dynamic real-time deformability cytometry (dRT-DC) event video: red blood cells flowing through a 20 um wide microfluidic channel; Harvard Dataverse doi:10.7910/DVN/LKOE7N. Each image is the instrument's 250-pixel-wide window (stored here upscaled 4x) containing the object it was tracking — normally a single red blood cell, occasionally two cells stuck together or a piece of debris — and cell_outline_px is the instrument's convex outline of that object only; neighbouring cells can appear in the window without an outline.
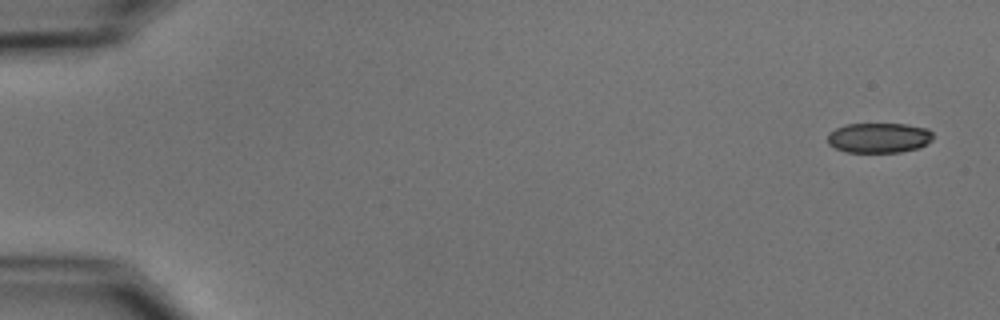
{"species": "common noctule bat (a hibernating species)", "species_latin": "Nyctalus noctula", "temperature_condition": "cold", "stored_images_in_passage": 7, "camera_frame_rate_fps": 3000, "um_per_image_px": 0.085, "animal": {"sex": "male", "body_mass_g": 15.6}, "frame": {"image": 1, "passage_image": 1, "time_ms": 0.0, "image_size_px": [1000, 320], "cell_outline_px": [[932, 140], [920, 148], [900, 152], [848, 152], [836, 148], [828, 144], [828, 132], [844, 124], [904, 124], [928, 128], [932, 132]], "centroid_in_image_um": [74.71, 11.71], "position_along_channel_um": 10.3, "area_um2": 18.55}}
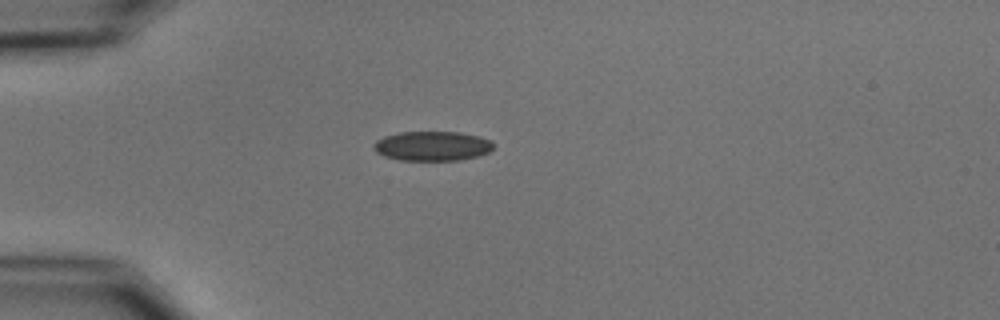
{"frame": {"image": 2, "passage_image": 4, "time_ms": 4.333, "image_size_px": [1000, 320], "cell_outline_px": [[492, 148], [488, 152], [476, 156], [460, 160], [400, 160], [384, 156], [376, 152], [372, 148], [372, 144], [376, 140], [384, 136], [400, 132], [460, 132], [476, 136], [488, 140], [492, 144]], "centroid_in_image_um": [36.66, 12.41], "position_along_channel_um": 48.3, "area_um2": 20.46}}